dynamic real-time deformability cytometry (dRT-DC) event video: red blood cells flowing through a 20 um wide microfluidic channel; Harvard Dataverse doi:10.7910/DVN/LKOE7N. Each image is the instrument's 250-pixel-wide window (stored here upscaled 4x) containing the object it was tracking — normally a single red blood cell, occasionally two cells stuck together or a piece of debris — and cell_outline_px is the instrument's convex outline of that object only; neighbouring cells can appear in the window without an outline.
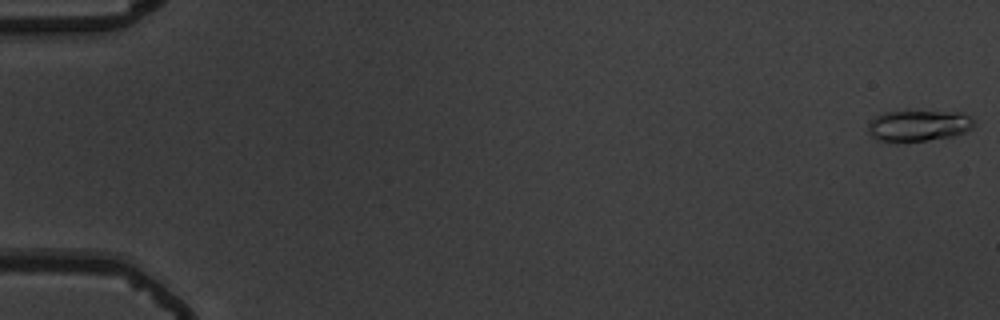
{"species": "common noctule bat (a hibernating species)", "species_latin": "Nyctalus noctula", "temperature_condition": "warm", "stored_images_in_passage": 55, "camera_frame_rate_fps": 3000, "um_per_image_px": 0.085, "animal": {"sex": "male", "body_mass_g": 19.5, "forearm_length_mm": 54.6}, "frame": {"image": 1, "passage_image": 1, "time_ms": 0.0, "image_size_px": [1000, 320], "cell_outline_px": [[976, 124], [972, 128], [964, 132], [952, 136], [928, 140], [896, 144], [876, 140], [868, 132], [868, 124], [880, 112], [964, 112], [972, 116]], "centroid_in_image_um": [78.06, 10.71], "position_along_channel_um": 6.9, "area_um2": 19.65}}
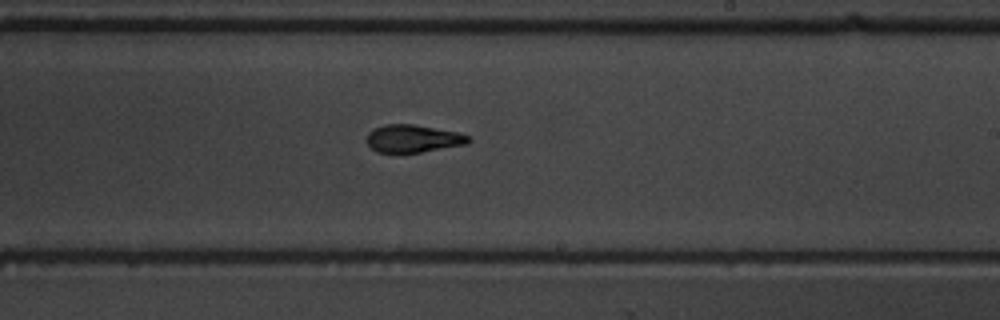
{"frame": {"image": 2, "passage_image": 34, "time_ms": 11.0, "image_size_px": [1000, 320], "cell_outline_px": [[472, 140], [468, 144], [420, 152], [376, 152], [368, 144], [368, 132], [384, 124], [412, 124], [460, 132], [468, 136]], "centroid_in_image_um": [35.15, 11.77], "position_along_channel_um": 253.8, "area_um2": 16.3}}
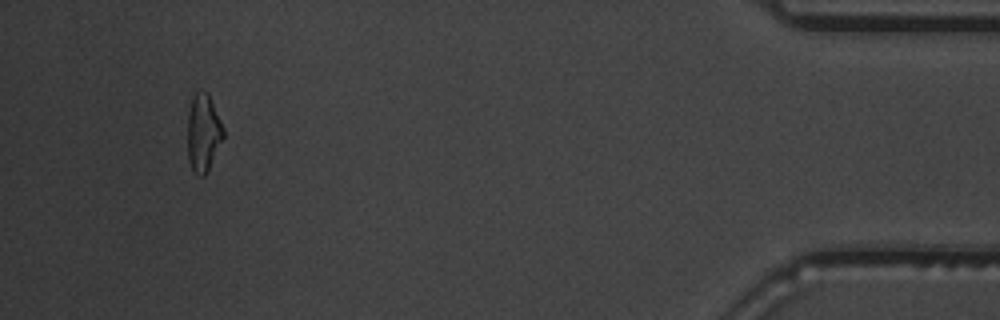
{"frame": {"image": 3, "passage_image": 52, "time_ms": 17.0, "image_size_px": [1000, 320], "cell_outline_px": [[224, 136], [204, 176], [196, 176], [192, 172], [188, 160], [188, 112], [192, 96], [200, 88], [204, 88], [208, 92], [224, 128]], "centroid_in_image_um": [17.26, 11.24], "position_along_channel_um": 417.9, "area_um2": 16.36}, "authors_computed_cell_mechanics": {"area_um2": 16.473, "velocity_mm_per_s": 3.7999, "shape_relaxation_time_tau1_ms": 3.0791, "shape_relaxation_time_tau2_ms": 2.1714, "deformation_change_tau1": 0.1777, "deformation_change_tau2": 0.1065}}